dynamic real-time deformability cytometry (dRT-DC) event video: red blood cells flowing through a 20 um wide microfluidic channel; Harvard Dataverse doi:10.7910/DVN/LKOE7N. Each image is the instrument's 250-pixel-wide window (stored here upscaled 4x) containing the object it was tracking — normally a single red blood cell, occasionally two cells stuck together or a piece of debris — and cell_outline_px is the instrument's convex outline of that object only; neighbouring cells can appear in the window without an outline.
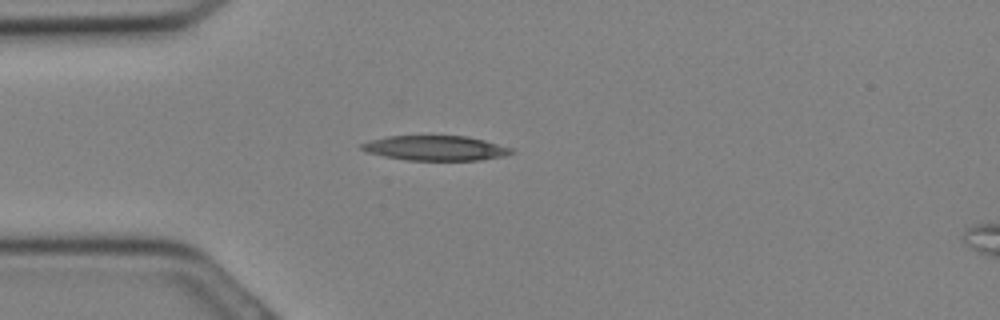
{"species": "Egyptian fruit bat (a non-hibernating species)", "species_latin": "Rousettus aegyptiacus", "temperature_condition": "cold", "stored_images_in_passage": 8, "camera_frame_rate_fps": 3000, "um_per_image_px": 0.085, "animal": {"sex": "female"}, "frame": {"image": 1, "passage_image": 5, "time_ms": 1.333, "image_size_px": [1000, 320], "cell_outline_px": [[516, 152], [504, 156], [480, 160], [408, 160], [384, 156], [364, 152], [360, 148], [360, 144], [372, 140], [388, 136], [468, 136], [484, 140], [512, 148]], "centroid_in_image_um": [37.02, 12.59], "position_along_channel_um": 48.0, "area_um2": 21.68}}
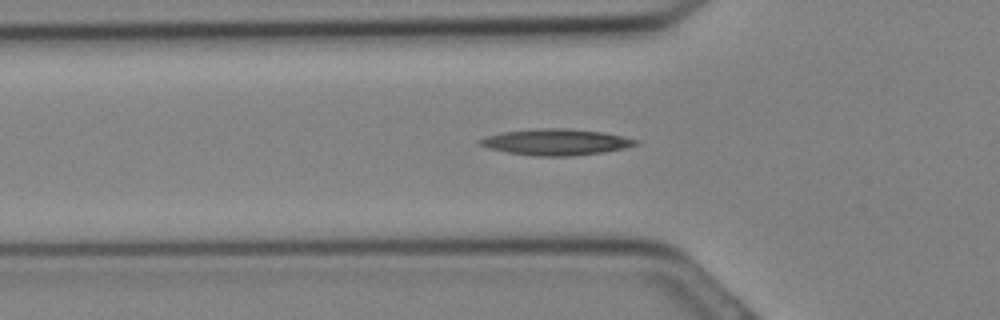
{"frame": {"image": 2, "passage_image": 7, "time_ms": 2.0, "image_size_px": [1000, 320], "cell_outline_px": [[640, 144], [624, 148], [604, 152], [572, 156], [536, 156], [508, 152], [488, 148], [476, 144], [476, 140], [488, 136], [504, 132], [540, 128], [568, 128], [604, 132], [624, 136], [640, 140]], "centroid_in_image_um": [47.3, 12.07], "position_along_channel_um": 78.5, "area_um2": 23.93}}